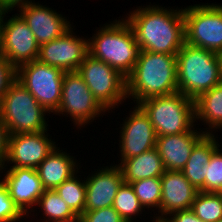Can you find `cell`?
Returning <instances> with one entry per match:
<instances>
[{
  "label": "cell",
  "mask_w": 222,
  "mask_h": 222,
  "mask_svg": "<svg viewBox=\"0 0 222 222\" xmlns=\"http://www.w3.org/2000/svg\"><path fill=\"white\" fill-rule=\"evenodd\" d=\"M16 79V69L0 54V101Z\"/></svg>",
  "instance_id": "obj_32"
},
{
  "label": "cell",
  "mask_w": 222,
  "mask_h": 222,
  "mask_svg": "<svg viewBox=\"0 0 222 222\" xmlns=\"http://www.w3.org/2000/svg\"><path fill=\"white\" fill-rule=\"evenodd\" d=\"M191 210L203 222H217L222 219V193L198 192Z\"/></svg>",
  "instance_id": "obj_25"
},
{
  "label": "cell",
  "mask_w": 222,
  "mask_h": 222,
  "mask_svg": "<svg viewBox=\"0 0 222 222\" xmlns=\"http://www.w3.org/2000/svg\"><path fill=\"white\" fill-rule=\"evenodd\" d=\"M47 111L16 79L0 101V119L9 135L49 131Z\"/></svg>",
  "instance_id": "obj_5"
},
{
  "label": "cell",
  "mask_w": 222,
  "mask_h": 222,
  "mask_svg": "<svg viewBox=\"0 0 222 222\" xmlns=\"http://www.w3.org/2000/svg\"><path fill=\"white\" fill-rule=\"evenodd\" d=\"M64 75L65 72L61 69L41 63L38 59L16 69V80L50 114L60 105Z\"/></svg>",
  "instance_id": "obj_10"
},
{
  "label": "cell",
  "mask_w": 222,
  "mask_h": 222,
  "mask_svg": "<svg viewBox=\"0 0 222 222\" xmlns=\"http://www.w3.org/2000/svg\"><path fill=\"white\" fill-rule=\"evenodd\" d=\"M164 222H203L191 210H182L171 213L163 219Z\"/></svg>",
  "instance_id": "obj_33"
},
{
  "label": "cell",
  "mask_w": 222,
  "mask_h": 222,
  "mask_svg": "<svg viewBox=\"0 0 222 222\" xmlns=\"http://www.w3.org/2000/svg\"><path fill=\"white\" fill-rule=\"evenodd\" d=\"M95 172V173H94ZM85 179V211H92L113 206L118 188L124 182L122 171L117 164L101 167Z\"/></svg>",
  "instance_id": "obj_18"
},
{
  "label": "cell",
  "mask_w": 222,
  "mask_h": 222,
  "mask_svg": "<svg viewBox=\"0 0 222 222\" xmlns=\"http://www.w3.org/2000/svg\"><path fill=\"white\" fill-rule=\"evenodd\" d=\"M176 92H179L176 55L141 50L127 77V98L138 105L145 99Z\"/></svg>",
  "instance_id": "obj_2"
},
{
  "label": "cell",
  "mask_w": 222,
  "mask_h": 222,
  "mask_svg": "<svg viewBox=\"0 0 222 222\" xmlns=\"http://www.w3.org/2000/svg\"><path fill=\"white\" fill-rule=\"evenodd\" d=\"M19 9V14L28 24L39 45L59 38L72 27L70 21L61 13L39 2L29 3Z\"/></svg>",
  "instance_id": "obj_16"
},
{
  "label": "cell",
  "mask_w": 222,
  "mask_h": 222,
  "mask_svg": "<svg viewBox=\"0 0 222 222\" xmlns=\"http://www.w3.org/2000/svg\"><path fill=\"white\" fill-rule=\"evenodd\" d=\"M77 159L57 147L36 168L45 190H55L74 175L78 168Z\"/></svg>",
  "instance_id": "obj_20"
},
{
  "label": "cell",
  "mask_w": 222,
  "mask_h": 222,
  "mask_svg": "<svg viewBox=\"0 0 222 222\" xmlns=\"http://www.w3.org/2000/svg\"><path fill=\"white\" fill-rule=\"evenodd\" d=\"M81 222H125L121 215L112 207L85 211L80 215Z\"/></svg>",
  "instance_id": "obj_31"
},
{
  "label": "cell",
  "mask_w": 222,
  "mask_h": 222,
  "mask_svg": "<svg viewBox=\"0 0 222 222\" xmlns=\"http://www.w3.org/2000/svg\"><path fill=\"white\" fill-rule=\"evenodd\" d=\"M77 72L108 113L127 100V78L107 63L88 54Z\"/></svg>",
  "instance_id": "obj_7"
},
{
  "label": "cell",
  "mask_w": 222,
  "mask_h": 222,
  "mask_svg": "<svg viewBox=\"0 0 222 222\" xmlns=\"http://www.w3.org/2000/svg\"><path fill=\"white\" fill-rule=\"evenodd\" d=\"M130 184L144 209L159 211L162 194L160 178L142 179Z\"/></svg>",
  "instance_id": "obj_28"
},
{
  "label": "cell",
  "mask_w": 222,
  "mask_h": 222,
  "mask_svg": "<svg viewBox=\"0 0 222 222\" xmlns=\"http://www.w3.org/2000/svg\"><path fill=\"white\" fill-rule=\"evenodd\" d=\"M77 171L74 175L59 185L55 191L78 216L85 212L86 183L85 178H78Z\"/></svg>",
  "instance_id": "obj_24"
},
{
  "label": "cell",
  "mask_w": 222,
  "mask_h": 222,
  "mask_svg": "<svg viewBox=\"0 0 222 222\" xmlns=\"http://www.w3.org/2000/svg\"><path fill=\"white\" fill-rule=\"evenodd\" d=\"M6 169L8 170L6 171ZM0 171L1 173L5 171L4 178L1 179L7 187L9 196L14 201V204L26 218L29 213L31 216V212H35L33 210L34 206L36 205L35 207H37L38 200L45 191L37 170L24 167H1Z\"/></svg>",
  "instance_id": "obj_15"
},
{
  "label": "cell",
  "mask_w": 222,
  "mask_h": 222,
  "mask_svg": "<svg viewBox=\"0 0 222 222\" xmlns=\"http://www.w3.org/2000/svg\"><path fill=\"white\" fill-rule=\"evenodd\" d=\"M206 4L183 8L185 43L222 54V5Z\"/></svg>",
  "instance_id": "obj_8"
},
{
  "label": "cell",
  "mask_w": 222,
  "mask_h": 222,
  "mask_svg": "<svg viewBox=\"0 0 222 222\" xmlns=\"http://www.w3.org/2000/svg\"><path fill=\"white\" fill-rule=\"evenodd\" d=\"M48 131L9 135L8 152L2 167L37 168L56 148ZM13 164V165H10Z\"/></svg>",
  "instance_id": "obj_13"
},
{
  "label": "cell",
  "mask_w": 222,
  "mask_h": 222,
  "mask_svg": "<svg viewBox=\"0 0 222 222\" xmlns=\"http://www.w3.org/2000/svg\"><path fill=\"white\" fill-rule=\"evenodd\" d=\"M9 132L0 119V168L3 166L8 152Z\"/></svg>",
  "instance_id": "obj_34"
},
{
  "label": "cell",
  "mask_w": 222,
  "mask_h": 222,
  "mask_svg": "<svg viewBox=\"0 0 222 222\" xmlns=\"http://www.w3.org/2000/svg\"><path fill=\"white\" fill-rule=\"evenodd\" d=\"M194 101L196 122L201 120V123L205 122L204 124L209 126L206 127V133L213 134V131L215 133L220 131L222 129V82L201 94Z\"/></svg>",
  "instance_id": "obj_23"
},
{
  "label": "cell",
  "mask_w": 222,
  "mask_h": 222,
  "mask_svg": "<svg viewBox=\"0 0 222 222\" xmlns=\"http://www.w3.org/2000/svg\"><path fill=\"white\" fill-rule=\"evenodd\" d=\"M88 54V40L77 36L71 27L59 38L41 44L38 60L63 72H74Z\"/></svg>",
  "instance_id": "obj_12"
},
{
  "label": "cell",
  "mask_w": 222,
  "mask_h": 222,
  "mask_svg": "<svg viewBox=\"0 0 222 222\" xmlns=\"http://www.w3.org/2000/svg\"><path fill=\"white\" fill-rule=\"evenodd\" d=\"M37 206H39L44 215V219L40 217V220H43L41 222H50L77 216L55 190H45L39 198Z\"/></svg>",
  "instance_id": "obj_26"
},
{
  "label": "cell",
  "mask_w": 222,
  "mask_h": 222,
  "mask_svg": "<svg viewBox=\"0 0 222 222\" xmlns=\"http://www.w3.org/2000/svg\"><path fill=\"white\" fill-rule=\"evenodd\" d=\"M199 130V131H197ZM206 134L201 128L177 135L157 136V149L165 170L181 171L186 165L195 144Z\"/></svg>",
  "instance_id": "obj_19"
},
{
  "label": "cell",
  "mask_w": 222,
  "mask_h": 222,
  "mask_svg": "<svg viewBox=\"0 0 222 222\" xmlns=\"http://www.w3.org/2000/svg\"><path fill=\"white\" fill-rule=\"evenodd\" d=\"M6 14H8V11H5V10L0 6V37H1L2 20H3V17L6 16Z\"/></svg>",
  "instance_id": "obj_37"
},
{
  "label": "cell",
  "mask_w": 222,
  "mask_h": 222,
  "mask_svg": "<svg viewBox=\"0 0 222 222\" xmlns=\"http://www.w3.org/2000/svg\"><path fill=\"white\" fill-rule=\"evenodd\" d=\"M108 112L93 96L83 77L77 72H65L62 81L61 102L55 115L70 117L77 126H86Z\"/></svg>",
  "instance_id": "obj_9"
},
{
  "label": "cell",
  "mask_w": 222,
  "mask_h": 222,
  "mask_svg": "<svg viewBox=\"0 0 222 222\" xmlns=\"http://www.w3.org/2000/svg\"><path fill=\"white\" fill-rule=\"evenodd\" d=\"M222 149L212 154L205 164L204 192L222 193Z\"/></svg>",
  "instance_id": "obj_29"
},
{
  "label": "cell",
  "mask_w": 222,
  "mask_h": 222,
  "mask_svg": "<svg viewBox=\"0 0 222 222\" xmlns=\"http://www.w3.org/2000/svg\"><path fill=\"white\" fill-rule=\"evenodd\" d=\"M26 217L9 196L4 182L0 178V222H22L20 219Z\"/></svg>",
  "instance_id": "obj_30"
},
{
  "label": "cell",
  "mask_w": 222,
  "mask_h": 222,
  "mask_svg": "<svg viewBox=\"0 0 222 222\" xmlns=\"http://www.w3.org/2000/svg\"><path fill=\"white\" fill-rule=\"evenodd\" d=\"M152 222H164L163 220H151Z\"/></svg>",
  "instance_id": "obj_38"
},
{
  "label": "cell",
  "mask_w": 222,
  "mask_h": 222,
  "mask_svg": "<svg viewBox=\"0 0 222 222\" xmlns=\"http://www.w3.org/2000/svg\"><path fill=\"white\" fill-rule=\"evenodd\" d=\"M120 124V161L132 158L155 148L157 135L149 116L136 105Z\"/></svg>",
  "instance_id": "obj_14"
},
{
  "label": "cell",
  "mask_w": 222,
  "mask_h": 222,
  "mask_svg": "<svg viewBox=\"0 0 222 222\" xmlns=\"http://www.w3.org/2000/svg\"><path fill=\"white\" fill-rule=\"evenodd\" d=\"M118 166L124 182L128 184L142 179L160 178L165 172L162 158L156 148L122 160Z\"/></svg>",
  "instance_id": "obj_22"
},
{
  "label": "cell",
  "mask_w": 222,
  "mask_h": 222,
  "mask_svg": "<svg viewBox=\"0 0 222 222\" xmlns=\"http://www.w3.org/2000/svg\"><path fill=\"white\" fill-rule=\"evenodd\" d=\"M162 194L158 216L153 220H163L171 213L191 209L199 192L181 171H167L160 177ZM160 214V215H159Z\"/></svg>",
  "instance_id": "obj_17"
},
{
  "label": "cell",
  "mask_w": 222,
  "mask_h": 222,
  "mask_svg": "<svg viewBox=\"0 0 222 222\" xmlns=\"http://www.w3.org/2000/svg\"><path fill=\"white\" fill-rule=\"evenodd\" d=\"M112 207L121 215L125 222H134V217L144 212V208L135 195L133 187L125 182L118 188Z\"/></svg>",
  "instance_id": "obj_27"
},
{
  "label": "cell",
  "mask_w": 222,
  "mask_h": 222,
  "mask_svg": "<svg viewBox=\"0 0 222 222\" xmlns=\"http://www.w3.org/2000/svg\"><path fill=\"white\" fill-rule=\"evenodd\" d=\"M124 18L140 50L176 55L185 42L183 8L139 6Z\"/></svg>",
  "instance_id": "obj_1"
},
{
  "label": "cell",
  "mask_w": 222,
  "mask_h": 222,
  "mask_svg": "<svg viewBox=\"0 0 222 222\" xmlns=\"http://www.w3.org/2000/svg\"><path fill=\"white\" fill-rule=\"evenodd\" d=\"M149 116L157 136L190 131L195 123V101L181 92L156 96L138 104Z\"/></svg>",
  "instance_id": "obj_6"
},
{
  "label": "cell",
  "mask_w": 222,
  "mask_h": 222,
  "mask_svg": "<svg viewBox=\"0 0 222 222\" xmlns=\"http://www.w3.org/2000/svg\"><path fill=\"white\" fill-rule=\"evenodd\" d=\"M50 222H81L80 216H76L74 218H65V219H58V220H53Z\"/></svg>",
  "instance_id": "obj_36"
},
{
  "label": "cell",
  "mask_w": 222,
  "mask_h": 222,
  "mask_svg": "<svg viewBox=\"0 0 222 222\" xmlns=\"http://www.w3.org/2000/svg\"><path fill=\"white\" fill-rule=\"evenodd\" d=\"M35 1L32 0H0V6L5 10V11H12L15 10L13 8L17 7L18 10L19 8L23 7L24 5H27L29 3H32Z\"/></svg>",
  "instance_id": "obj_35"
},
{
  "label": "cell",
  "mask_w": 222,
  "mask_h": 222,
  "mask_svg": "<svg viewBox=\"0 0 222 222\" xmlns=\"http://www.w3.org/2000/svg\"><path fill=\"white\" fill-rule=\"evenodd\" d=\"M88 48L94 59L107 63L126 78L132 73L141 51L124 18L104 24L88 39Z\"/></svg>",
  "instance_id": "obj_3"
},
{
  "label": "cell",
  "mask_w": 222,
  "mask_h": 222,
  "mask_svg": "<svg viewBox=\"0 0 222 222\" xmlns=\"http://www.w3.org/2000/svg\"><path fill=\"white\" fill-rule=\"evenodd\" d=\"M40 45L33 32L18 13L2 20L0 54L15 68L37 60Z\"/></svg>",
  "instance_id": "obj_11"
},
{
  "label": "cell",
  "mask_w": 222,
  "mask_h": 222,
  "mask_svg": "<svg viewBox=\"0 0 222 222\" xmlns=\"http://www.w3.org/2000/svg\"><path fill=\"white\" fill-rule=\"evenodd\" d=\"M176 57L178 90L190 99L222 82L221 54L184 42Z\"/></svg>",
  "instance_id": "obj_4"
},
{
  "label": "cell",
  "mask_w": 222,
  "mask_h": 222,
  "mask_svg": "<svg viewBox=\"0 0 222 222\" xmlns=\"http://www.w3.org/2000/svg\"><path fill=\"white\" fill-rule=\"evenodd\" d=\"M214 134L206 133L195 144L186 165L181 170L185 178L200 192H204L205 164L221 146L217 135Z\"/></svg>",
  "instance_id": "obj_21"
}]
</instances>
